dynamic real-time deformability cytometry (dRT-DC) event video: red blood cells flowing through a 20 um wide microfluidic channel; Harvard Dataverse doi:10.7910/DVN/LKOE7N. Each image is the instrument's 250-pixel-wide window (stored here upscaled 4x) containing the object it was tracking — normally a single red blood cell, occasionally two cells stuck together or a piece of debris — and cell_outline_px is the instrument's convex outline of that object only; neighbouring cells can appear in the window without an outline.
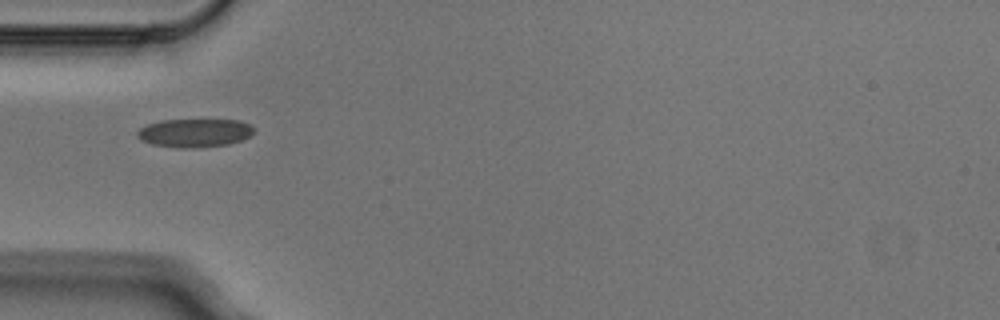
{"species": "Egyptian fruit bat (a non-hibernating species)", "species_latin": "Rousettus aegyptiacus", "temperature_condition": "cold", "stored_images_in_passage": 1, "camera_frame_rate_fps": 3000, "um_per_image_px": 0.085, "animal": {"sex": "male"}, "frame": {"image": 1, "passage_image": 1, "time_ms": 0.0, "image_size_px": [1000, 320], "cell_outline_px": [[256, 132], [240, 140], [228, 144], [188, 148], [180, 148], [152, 144], [140, 140], [136, 136], [136, 132], [140, 128], [148, 124], [160, 120], [240, 120], [252, 124], [256, 128]], "centroid_in_image_um": [16.56, 11.28], "position_along_channel_um": 68.4, "area_um2": 19.42}}